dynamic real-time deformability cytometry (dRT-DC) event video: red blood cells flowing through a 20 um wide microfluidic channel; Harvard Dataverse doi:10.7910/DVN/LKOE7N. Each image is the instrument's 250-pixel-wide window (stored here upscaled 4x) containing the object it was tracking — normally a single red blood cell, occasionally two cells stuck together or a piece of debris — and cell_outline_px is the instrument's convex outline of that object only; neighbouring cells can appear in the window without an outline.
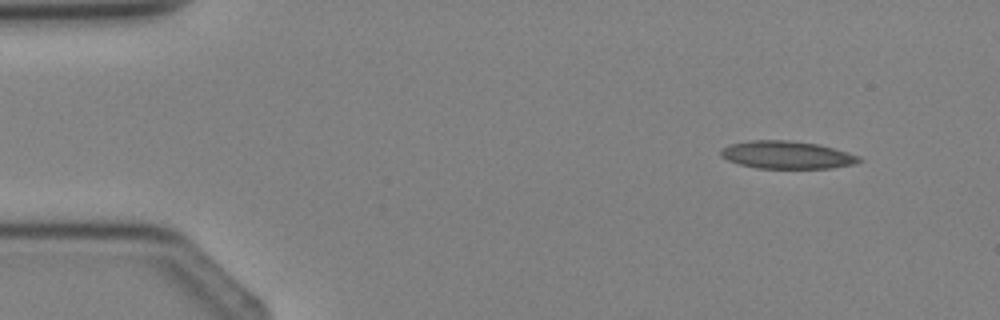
{"species": "Egyptian fruit bat (a non-hibernating species)", "species_latin": "Rousettus aegyptiacus", "temperature_condition": "cold", "stored_images_in_passage": 3, "camera_frame_rate_fps": 3000, "um_per_image_px": 0.085, "animal": {"sex": "female"}, "frame": {"image": 1, "passage_image": 1, "time_ms": 0.0, "image_size_px": [1000, 320], "cell_outline_px": [[864, 160], [856, 164], [832, 168], [756, 168], [740, 164], [728, 160], [720, 156], [720, 148], [732, 144], [748, 140], [788, 140], [820, 144], [848, 152], [860, 156]], "centroid_in_image_um": [66.92, 13.16], "position_along_channel_um": 18.1, "area_um2": 22.54}}